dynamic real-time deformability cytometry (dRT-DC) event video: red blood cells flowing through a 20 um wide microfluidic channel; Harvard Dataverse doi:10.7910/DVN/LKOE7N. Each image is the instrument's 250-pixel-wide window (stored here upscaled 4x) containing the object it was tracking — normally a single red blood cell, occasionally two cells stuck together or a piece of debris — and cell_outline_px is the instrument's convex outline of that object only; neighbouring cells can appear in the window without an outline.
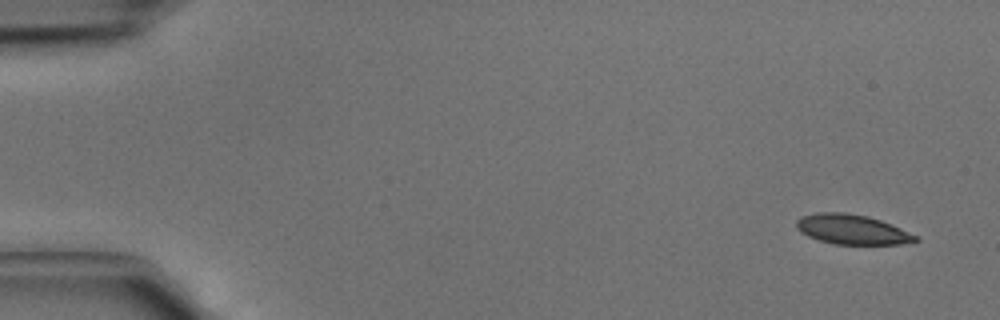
{"species": "common noctule bat (a hibernating species)", "species_latin": "Nyctalus noctula", "temperature_condition": "cold", "stored_images_in_passage": 5, "camera_frame_rate_fps": 3000, "um_per_image_px": 0.085, "animal": {"sex": "male", "body_mass_g": 15.6}, "frame": {"image": 1, "passage_image": 1, "time_ms": 0.0, "image_size_px": [1000, 320], "cell_outline_px": [[920, 240], [900, 244], [836, 244], [820, 240], [808, 236], [800, 232], [796, 228], [796, 220], [800, 216], [816, 212], [848, 212], [868, 216], [892, 224], [920, 236]], "centroid_in_image_um": [72.44, 19.49], "position_along_channel_um": 12.6, "area_um2": 20.92}}
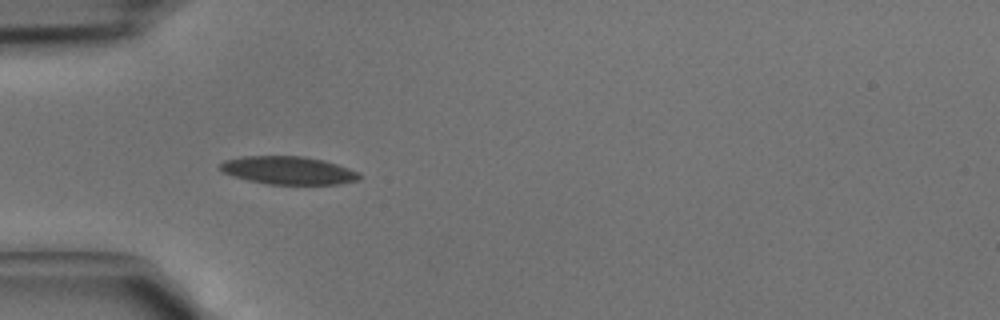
{"frame": {"image": 2, "passage_image": 4, "time_ms": 1.0, "image_size_px": [1000, 320], "cell_outline_px": [[364, 176], [360, 180], [340, 184], [268, 184], [248, 180], [224, 172], [220, 168], [220, 164], [224, 160], [240, 156], [304, 156], [324, 160], [360, 172]], "centroid_in_image_um": [24.57, 14.48], "position_along_channel_um": 60.4, "area_um2": 22.77}}